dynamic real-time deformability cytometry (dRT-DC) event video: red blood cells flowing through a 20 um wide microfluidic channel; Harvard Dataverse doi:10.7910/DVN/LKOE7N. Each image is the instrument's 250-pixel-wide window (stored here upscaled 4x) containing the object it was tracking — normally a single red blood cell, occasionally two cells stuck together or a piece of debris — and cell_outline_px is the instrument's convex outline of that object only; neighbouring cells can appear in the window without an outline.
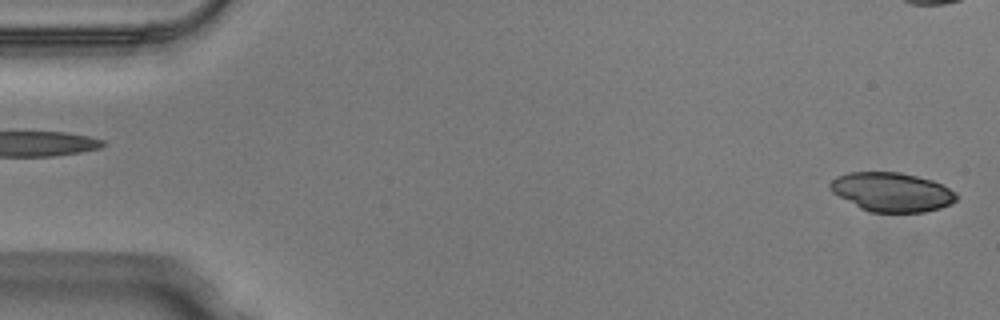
{"species": "Egyptian fruit bat (a non-hibernating species)", "species_latin": "Rousettus aegyptiacus", "temperature_condition": "warm", "stored_images_in_passage": 50, "camera_frame_rate_fps": 3000, "um_per_image_px": 0.085, "animal": {"sex": "male"}, "frame": {"image": 1, "passage_image": 1, "time_ms": 0.0, "image_size_px": [1000, 320], "cell_outline_px": [[956, 200], [940, 208], [924, 212], [868, 212], [860, 208], [832, 192], [828, 188], [828, 184], [836, 176], [848, 172], [900, 172], [932, 180], [956, 192]], "centroid_in_image_um": [75.76, 16.32], "position_along_channel_um": 9.2, "area_um2": 28.67}}
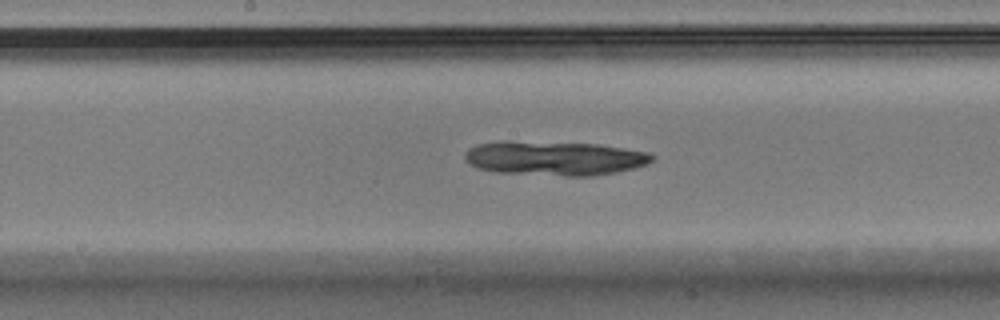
{"frame": {"image": 2, "passage_image": 25, "time_ms": 8.0, "image_size_px": [1000, 320], "cell_outline_px": [[656, 156], [648, 164], [616, 172], [592, 176], [564, 176], [496, 172], [476, 168], [464, 160], [464, 152], [468, 148], [476, 144], [500, 140], [504, 140], [600, 144], [648, 152]], "centroid_in_image_um": [47.08, 13.44], "position_along_channel_um": 201.1, "area_um2": 37.97}}
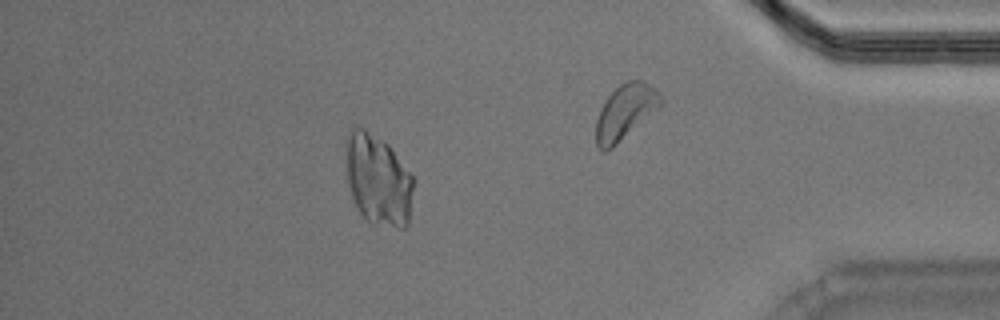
{"frame": {"image": 3, "passage_image": 43, "time_ms": 14.0, "image_size_px": [1000, 320], "cell_outline_px": [[412, 188], [408, 224], [404, 228], [400, 228], [368, 220], [360, 212], [352, 196], [348, 184], [348, 136], [352, 128], [356, 124], [360, 124], [388, 144], [412, 176]], "centroid_in_image_um": [32.14, 15.24], "position_along_channel_um": 403.1, "area_um2": 34.74}}